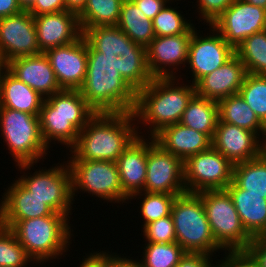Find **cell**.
Segmentation results:
<instances>
[{"label": "cell", "instance_id": "cell-12", "mask_svg": "<svg viewBox=\"0 0 266 267\" xmlns=\"http://www.w3.org/2000/svg\"><path fill=\"white\" fill-rule=\"evenodd\" d=\"M233 164L220 152L210 149L184 162V184L189 193L223 190L233 181Z\"/></svg>", "mask_w": 266, "mask_h": 267}, {"label": "cell", "instance_id": "cell-46", "mask_svg": "<svg viewBox=\"0 0 266 267\" xmlns=\"http://www.w3.org/2000/svg\"><path fill=\"white\" fill-rule=\"evenodd\" d=\"M247 250L261 267H266V234L253 238Z\"/></svg>", "mask_w": 266, "mask_h": 267}, {"label": "cell", "instance_id": "cell-7", "mask_svg": "<svg viewBox=\"0 0 266 267\" xmlns=\"http://www.w3.org/2000/svg\"><path fill=\"white\" fill-rule=\"evenodd\" d=\"M171 217L174 223L176 242L185 252L204 253L216 256L223 252L215 242L201 197L185 192L176 196ZM220 251V252H219Z\"/></svg>", "mask_w": 266, "mask_h": 267}, {"label": "cell", "instance_id": "cell-23", "mask_svg": "<svg viewBox=\"0 0 266 267\" xmlns=\"http://www.w3.org/2000/svg\"><path fill=\"white\" fill-rule=\"evenodd\" d=\"M147 155L148 136H137L116 161L123 193L128 199L144 189Z\"/></svg>", "mask_w": 266, "mask_h": 267}, {"label": "cell", "instance_id": "cell-25", "mask_svg": "<svg viewBox=\"0 0 266 267\" xmlns=\"http://www.w3.org/2000/svg\"><path fill=\"white\" fill-rule=\"evenodd\" d=\"M157 144L165 151L185 162L190 156L212 147V139L199 131L176 123L164 127L154 136Z\"/></svg>", "mask_w": 266, "mask_h": 267}, {"label": "cell", "instance_id": "cell-17", "mask_svg": "<svg viewBox=\"0 0 266 267\" xmlns=\"http://www.w3.org/2000/svg\"><path fill=\"white\" fill-rule=\"evenodd\" d=\"M45 55L61 89L82 87L88 65L87 41L83 35L75 42L47 50Z\"/></svg>", "mask_w": 266, "mask_h": 267}, {"label": "cell", "instance_id": "cell-47", "mask_svg": "<svg viewBox=\"0 0 266 267\" xmlns=\"http://www.w3.org/2000/svg\"><path fill=\"white\" fill-rule=\"evenodd\" d=\"M17 0H0V19L21 12Z\"/></svg>", "mask_w": 266, "mask_h": 267}, {"label": "cell", "instance_id": "cell-6", "mask_svg": "<svg viewBox=\"0 0 266 267\" xmlns=\"http://www.w3.org/2000/svg\"><path fill=\"white\" fill-rule=\"evenodd\" d=\"M96 113L133 112L137 92L106 59L88 57L86 78L79 89Z\"/></svg>", "mask_w": 266, "mask_h": 267}, {"label": "cell", "instance_id": "cell-22", "mask_svg": "<svg viewBox=\"0 0 266 267\" xmlns=\"http://www.w3.org/2000/svg\"><path fill=\"white\" fill-rule=\"evenodd\" d=\"M8 71L45 99L62 90L45 53L12 59Z\"/></svg>", "mask_w": 266, "mask_h": 267}, {"label": "cell", "instance_id": "cell-9", "mask_svg": "<svg viewBox=\"0 0 266 267\" xmlns=\"http://www.w3.org/2000/svg\"><path fill=\"white\" fill-rule=\"evenodd\" d=\"M63 160V163L59 161L48 169L39 166L36 171L37 163L17 164L15 167L18 171L20 170L22 175L16 178L30 193L43 200L55 213L65 214L71 219L72 210H74L71 172L68 163L65 159ZM31 168L35 172L32 173Z\"/></svg>", "mask_w": 266, "mask_h": 267}, {"label": "cell", "instance_id": "cell-35", "mask_svg": "<svg viewBox=\"0 0 266 267\" xmlns=\"http://www.w3.org/2000/svg\"><path fill=\"white\" fill-rule=\"evenodd\" d=\"M177 195L164 194V193H149V192H139L132 195L128 201H133L137 199L140 201L138 210L140 218L143 222L141 227L143 228L146 224L158 220L162 217L171 215V209L173 202ZM142 216V217H141Z\"/></svg>", "mask_w": 266, "mask_h": 267}, {"label": "cell", "instance_id": "cell-28", "mask_svg": "<svg viewBox=\"0 0 266 267\" xmlns=\"http://www.w3.org/2000/svg\"><path fill=\"white\" fill-rule=\"evenodd\" d=\"M217 103L220 121L252 131L266 143V126L259 120L239 93L223 98Z\"/></svg>", "mask_w": 266, "mask_h": 267}, {"label": "cell", "instance_id": "cell-32", "mask_svg": "<svg viewBox=\"0 0 266 267\" xmlns=\"http://www.w3.org/2000/svg\"><path fill=\"white\" fill-rule=\"evenodd\" d=\"M123 0H87L78 14L82 33L95 26H116Z\"/></svg>", "mask_w": 266, "mask_h": 267}, {"label": "cell", "instance_id": "cell-5", "mask_svg": "<svg viewBox=\"0 0 266 267\" xmlns=\"http://www.w3.org/2000/svg\"><path fill=\"white\" fill-rule=\"evenodd\" d=\"M95 114L79 90L62 89L53 94L44 100L39 114L44 143L50 149V144L57 142L68 151Z\"/></svg>", "mask_w": 266, "mask_h": 267}, {"label": "cell", "instance_id": "cell-2", "mask_svg": "<svg viewBox=\"0 0 266 267\" xmlns=\"http://www.w3.org/2000/svg\"><path fill=\"white\" fill-rule=\"evenodd\" d=\"M137 136L133 112L96 113L66 155L68 159L116 162Z\"/></svg>", "mask_w": 266, "mask_h": 267}, {"label": "cell", "instance_id": "cell-45", "mask_svg": "<svg viewBox=\"0 0 266 267\" xmlns=\"http://www.w3.org/2000/svg\"><path fill=\"white\" fill-rule=\"evenodd\" d=\"M135 5L146 15L148 19L153 20L154 17L163 9L168 0H132Z\"/></svg>", "mask_w": 266, "mask_h": 267}, {"label": "cell", "instance_id": "cell-19", "mask_svg": "<svg viewBox=\"0 0 266 267\" xmlns=\"http://www.w3.org/2000/svg\"><path fill=\"white\" fill-rule=\"evenodd\" d=\"M212 147L235 165L259 157L266 143L256 133L218 119Z\"/></svg>", "mask_w": 266, "mask_h": 267}, {"label": "cell", "instance_id": "cell-33", "mask_svg": "<svg viewBox=\"0 0 266 267\" xmlns=\"http://www.w3.org/2000/svg\"><path fill=\"white\" fill-rule=\"evenodd\" d=\"M247 73L266 75V30L252 34L235 48Z\"/></svg>", "mask_w": 266, "mask_h": 267}, {"label": "cell", "instance_id": "cell-26", "mask_svg": "<svg viewBox=\"0 0 266 267\" xmlns=\"http://www.w3.org/2000/svg\"><path fill=\"white\" fill-rule=\"evenodd\" d=\"M226 190L230 194L234 206L246 232L252 237L266 234V199L255 193H245L234 181Z\"/></svg>", "mask_w": 266, "mask_h": 267}, {"label": "cell", "instance_id": "cell-43", "mask_svg": "<svg viewBox=\"0 0 266 267\" xmlns=\"http://www.w3.org/2000/svg\"><path fill=\"white\" fill-rule=\"evenodd\" d=\"M213 257L217 258V256L204 253L185 252L176 267H216V259Z\"/></svg>", "mask_w": 266, "mask_h": 267}, {"label": "cell", "instance_id": "cell-50", "mask_svg": "<svg viewBox=\"0 0 266 267\" xmlns=\"http://www.w3.org/2000/svg\"><path fill=\"white\" fill-rule=\"evenodd\" d=\"M7 70H8V62L6 61L2 50L0 49V81Z\"/></svg>", "mask_w": 266, "mask_h": 267}, {"label": "cell", "instance_id": "cell-42", "mask_svg": "<svg viewBox=\"0 0 266 267\" xmlns=\"http://www.w3.org/2000/svg\"><path fill=\"white\" fill-rule=\"evenodd\" d=\"M100 251V252H99ZM99 251H89L83 256L81 263L77 267H112L122 255L118 252H111L108 250H99ZM86 257V258H85Z\"/></svg>", "mask_w": 266, "mask_h": 267}, {"label": "cell", "instance_id": "cell-20", "mask_svg": "<svg viewBox=\"0 0 266 267\" xmlns=\"http://www.w3.org/2000/svg\"><path fill=\"white\" fill-rule=\"evenodd\" d=\"M40 51L77 41L82 35L78 14L66 10L34 17Z\"/></svg>", "mask_w": 266, "mask_h": 267}, {"label": "cell", "instance_id": "cell-15", "mask_svg": "<svg viewBox=\"0 0 266 267\" xmlns=\"http://www.w3.org/2000/svg\"><path fill=\"white\" fill-rule=\"evenodd\" d=\"M195 26L184 34L155 36L149 43L146 47L147 65L153 78H177L180 69L186 70L189 42Z\"/></svg>", "mask_w": 266, "mask_h": 267}, {"label": "cell", "instance_id": "cell-3", "mask_svg": "<svg viewBox=\"0 0 266 267\" xmlns=\"http://www.w3.org/2000/svg\"><path fill=\"white\" fill-rule=\"evenodd\" d=\"M83 36L88 57L106 59L136 92L152 81L146 48L133 42L117 25L88 28Z\"/></svg>", "mask_w": 266, "mask_h": 267}, {"label": "cell", "instance_id": "cell-1", "mask_svg": "<svg viewBox=\"0 0 266 267\" xmlns=\"http://www.w3.org/2000/svg\"><path fill=\"white\" fill-rule=\"evenodd\" d=\"M179 75V78H153L137 92L133 114L138 136L147 137L148 133V137H154L164 127L180 123L183 112L196 92L194 84L187 81L185 84L184 77Z\"/></svg>", "mask_w": 266, "mask_h": 267}, {"label": "cell", "instance_id": "cell-29", "mask_svg": "<svg viewBox=\"0 0 266 267\" xmlns=\"http://www.w3.org/2000/svg\"><path fill=\"white\" fill-rule=\"evenodd\" d=\"M218 115L217 101L194 95L183 112L180 123L186 127L214 136Z\"/></svg>", "mask_w": 266, "mask_h": 267}, {"label": "cell", "instance_id": "cell-4", "mask_svg": "<svg viewBox=\"0 0 266 267\" xmlns=\"http://www.w3.org/2000/svg\"><path fill=\"white\" fill-rule=\"evenodd\" d=\"M0 224L11 229L36 266L40 263L38 267L64 258L71 248L69 245L75 241L72 240L75 227L61 213L25 220H0Z\"/></svg>", "mask_w": 266, "mask_h": 267}, {"label": "cell", "instance_id": "cell-39", "mask_svg": "<svg viewBox=\"0 0 266 267\" xmlns=\"http://www.w3.org/2000/svg\"><path fill=\"white\" fill-rule=\"evenodd\" d=\"M143 229V230H142ZM141 231L145 243H174L176 233L171 215L146 224Z\"/></svg>", "mask_w": 266, "mask_h": 267}, {"label": "cell", "instance_id": "cell-40", "mask_svg": "<svg viewBox=\"0 0 266 267\" xmlns=\"http://www.w3.org/2000/svg\"><path fill=\"white\" fill-rule=\"evenodd\" d=\"M234 0H196L197 19L199 22L204 21L202 24L207 26L213 24L217 18L227 10ZM206 22V23H205Z\"/></svg>", "mask_w": 266, "mask_h": 267}, {"label": "cell", "instance_id": "cell-24", "mask_svg": "<svg viewBox=\"0 0 266 267\" xmlns=\"http://www.w3.org/2000/svg\"><path fill=\"white\" fill-rule=\"evenodd\" d=\"M14 181V182H13ZM4 188L0 199V220H25L49 216L54 211L30 193L17 179Z\"/></svg>", "mask_w": 266, "mask_h": 267}, {"label": "cell", "instance_id": "cell-11", "mask_svg": "<svg viewBox=\"0 0 266 267\" xmlns=\"http://www.w3.org/2000/svg\"><path fill=\"white\" fill-rule=\"evenodd\" d=\"M205 209L215 242L225 250H247L253 238L246 232L226 189L197 193Z\"/></svg>", "mask_w": 266, "mask_h": 267}, {"label": "cell", "instance_id": "cell-53", "mask_svg": "<svg viewBox=\"0 0 266 267\" xmlns=\"http://www.w3.org/2000/svg\"><path fill=\"white\" fill-rule=\"evenodd\" d=\"M169 2H176L177 4H176V6L179 4L177 1H181V0H168Z\"/></svg>", "mask_w": 266, "mask_h": 267}, {"label": "cell", "instance_id": "cell-52", "mask_svg": "<svg viewBox=\"0 0 266 267\" xmlns=\"http://www.w3.org/2000/svg\"><path fill=\"white\" fill-rule=\"evenodd\" d=\"M243 1L252 4L254 6L264 8L266 10V0H243Z\"/></svg>", "mask_w": 266, "mask_h": 267}, {"label": "cell", "instance_id": "cell-44", "mask_svg": "<svg viewBox=\"0 0 266 267\" xmlns=\"http://www.w3.org/2000/svg\"><path fill=\"white\" fill-rule=\"evenodd\" d=\"M65 0H36L28 12L33 16L66 11Z\"/></svg>", "mask_w": 266, "mask_h": 267}, {"label": "cell", "instance_id": "cell-41", "mask_svg": "<svg viewBox=\"0 0 266 267\" xmlns=\"http://www.w3.org/2000/svg\"><path fill=\"white\" fill-rule=\"evenodd\" d=\"M216 267H261L248 250H225Z\"/></svg>", "mask_w": 266, "mask_h": 267}, {"label": "cell", "instance_id": "cell-38", "mask_svg": "<svg viewBox=\"0 0 266 267\" xmlns=\"http://www.w3.org/2000/svg\"><path fill=\"white\" fill-rule=\"evenodd\" d=\"M239 94L266 126V75L247 73Z\"/></svg>", "mask_w": 266, "mask_h": 267}, {"label": "cell", "instance_id": "cell-14", "mask_svg": "<svg viewBox=\"0 0 266 267\" xmlns=\"http://www.w3.org/2000/svg\"><path fill=\"white\" fill-rule=\"evenodd\" d=\"M143 192L181 195L184 184V162L165 151L148 137L147 175Z\"/></svg>", "mask_w": 266, "mask_h": 267}, {"label": "cell", "instance_id": "cell-21", "mask_svg": "<svg viewBox=\"0 0 266 267\" xmlns=\"http://www.w3.org/2000/svg\"><path fill=\"white\" fill-rule=\"evenodd\" d=\"M246 75L244 64L234 54L221 67L203 76L194 84L196 95L218 102L238 94Z\"/></svg>", "mask_w": 266, "mask_h": 267}, {"label": "cell", "instance_id": "cell-51", "mask_svg": "<svg viewBox=\"0 0 266 267\" xmlns=\"http://www.w3.org/2000/svg\"><path fill=\"white\" fill-rule=\"evenodd\" d=\"M17 1L20 8L23 11H28L33 6L36 0H17Z\"/></svg>", "mask_w": 266, "mask_h": 267}, {"label": "cell", "instance_id": "cell-10", "mask_svg": "<svg viewBox=\"0 0 266 267\" xmlns=\"http://www.w3.org/2000/svg\"><path fill=\"white\" fill-rule=\"evenodd\" d=\"M72 184L73 201L77 194L89 193L87 196L97 197L105 203H128L120 183V176L116 162L67 159ZM80 190V191H79ZM122 203V204H121Z\"/></svg>", "mask_w": 266, "mask_h": 267}, {"label": "cell", "instance_id": "cell-36", "mask_svg": "<svg viewBox=\"0 0 266 267\" xmlns=\"http://www.w3.org/2000/svg\"><path fill=\"white\" fill-rule=\"evenodd\" d=\"M173 3L167 5L154 17L153 28L156 36H174L187 33L194 25L193 20L187 19L183 11ZM172 6H171V5Z\"/></svg>", "mask_w": 266, "mask_h": 267}, {"label": "cell", "instance_id": "cell-49", "mask_svg": "<svg viewBox=\"0 0 266 267\" xmlns=\"http://www.w3.org/2000/svg\"><path fill=\"white\" fill-rule=\"evenodd\" d=\"M123 256L112 267H139L138 264L130 256ZM128 257V258H127ZM131 257V258H130Z\"/></svg>", "mask_w": 266, "mask_h": 267}, {"label": "cell", "instance_id": "cell-31", "mask_svg": "<svg viewBox=\"0 0 266 267\" xmlns=\"http://www.w3.org/2000/svg\"><path fill=\"white\" fill-rule=\"evenodd\" d=\"M233 181L245 193L259 194L266 199V150L257 158L235 164Z\"/></svg>", "mask_w": 266, "mask_h": 267}, {"label": "cell", "instance_id": "cell-37", "mask_svg": "<svg viewBox=\"0 0 266 267\" xmlns=\"http://www.w3.org/2000/svg\"><path fill=\"white\" fill-rule=\"evenodd\" d=\"M30 263V264H29ZM35 262L10 228L0 224V267H28Z\"/></svg>", "mask_w": 266, "mask_h": 267}, {"label": "cell", "instance_id": "cell-13", "mask_svg": "<svg viewBox=\"0 0 266 267\" xmlns=\"http://www.w3.org/2000/svg\"><path fill=\"white\" fill-rule=\"evenodd\" d=\"M207 29L210 31L207 35L200 29H195L189 42L186 68L189 69L191 79L186 78V81L192 84L221 67L235 54V49L212 25Z\"/></svg>", "mask_w": 266, "mask_h": 267}, {"label": "cell", "instance_id": "cell-18", "mask_svg": "<svg viewBox=\"0 0 266 267\" xmlns=\"http://www.w3.org/2000/svg\"><path fill=\"white\" fill-rule=\"evenodd\" d=\"M0 49L7 62L41 54L34 17L28 11L0 19Z\"/></svg>", "mask_w": 266, "mask_h": 267}, {"label": "cell", "instance_id": "cell-16", "mask_svg": "<svg viewBox=\"0 0 266 267\" xmlns=\"http://www.w3.org/2000/svg\"><path fill=\"white\" fill-rule=\"evenodd\" d=\"M211 25L235 49L252 34L266 30V10L234 0Z\"/></svg>", "mask_w": 266, "mask_h": 267}, {"label": "cell", "instance_id": "cell-8", "mask_svg": "<svg viewBox=\"0 0 266 267\" xmlns=\"http://www.w3.org/2000/svg\"><path fill=\"white\" fill-rule=\"evenodd\" d=\"M0 132L15 165L41 161L43 164L50 153L41 136L39 115L0 107Z\"/></svg>", "mask_w": 266, "mask_h": 267}, {"label": "cell", "instance_id": "cell-30", "mask_svg": "<svg viewBox=\"0 0 266 267\" xmlns=\"http://www.w3.org/2000/svg\"><path fill=\"white\" fill-rule=\"evenodd\" d=\"M117 26L130 39L145 48L155 38L153 21L132 0H123Z\"/></svg>", "mask_w": 266, "mask_h": 267}, {"label": "cell", "instance_id": "cell-48", "mask_svg": "<svg viewBox=\"0 0 266 267\" xmlns=\"http://www.w3.org/2000/svg\"><path fill=\"white\" fill-rule=\"evenodd\" d=\"M87 0H65L67 10L79 14L86 5Z\"/></svg>", "mask_w": 266, "mask_h": 267}, {"label": "cell", "instance_id": "cell-27", "mask_svg": "<svg viewBox=\"0 0 266 267\" xmlns=\"http://www.w3.org/2000/svg\"><path fill=\"white\" fill-rule=\"evenodd\" d=\"M45 98L8 70L0 81V107L39 115Z\"/></svg>", "mask_w": 266, "mask_h": 267}, {"label": "cell", "instance_id": "cell-34", "mask_svg": "<svg viewBox=\"0 0 266 267\" xmlns=\"http://www.w3.org/2000/svg\"><path fill=\"white\" fill-rule=\"evenodd\" d=\"M140 259L133 260L139 267H176L180 258L185 254L177 243H144ZM142 257V258H141Z\"/></svg>", "mask_w": 266, "mask_h": 267}]
</instances>
